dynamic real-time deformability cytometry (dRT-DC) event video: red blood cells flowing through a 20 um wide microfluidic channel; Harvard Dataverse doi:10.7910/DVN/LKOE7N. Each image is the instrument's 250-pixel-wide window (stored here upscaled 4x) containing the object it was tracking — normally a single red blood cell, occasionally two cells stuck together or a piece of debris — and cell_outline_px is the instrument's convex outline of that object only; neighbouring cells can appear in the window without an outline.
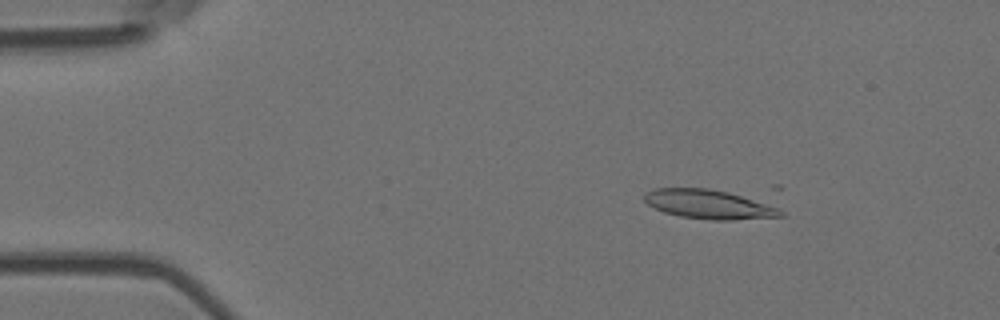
{"species": "Egyptian fruit bat (a non-hibernating species)", "species_latin": "Rousettus aegyptiacus", "temperature_condition": "room temperature", "stored_images_in_passage": 4, "camera_frame_rate_fps": 3000, "um_per_image_px": 0.085, "animal": {"sex": "female"}, "frame": {"image": 1, "passage_image": 2, "time_ms": 0.333, "image_size_px": [1000, 320], "cell_outline_px": [[784, 216], [732, 220], [712, 220], [680, 216], [664, 212], [648, 204], [644, 200], [644, 192], [656, 188], [708, 188], [728, 192], [772, 204], [780, 208], [784, 212]], "centroid_in_image_um": [60.29, 17.36], "position_along_channel_um": 24.7, "area_um2": 23.24}}